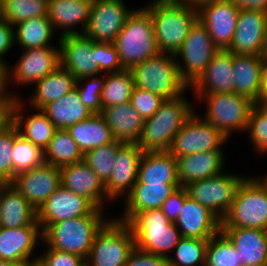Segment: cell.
<instances>
[{"label":"cell","mask_w":267,"mask_h":266,"mask_svg":"<svg viewBox=\"0 0 267 266\" xmlns=\"http://www.w3.org/2000/svg\"><path fill=\"white\" fill-rule=\"evenodd\" d=\"M144 8L151 15L159 52L175 54L198 20V9L178 0H153Z\"/></svg>","instance_id":"cell-1"},{"label":"cell","mask_w":267,"mask_h":266,"mask_svg":"<svg viewBox=\"0 0 267 266\" xmlns=\"http://www.w3.org/2000/svg\"><path fill=\"white\" fill-rule=\"evenodd\" d=\"M195 110L183 94L164 100L155 114L144 120L138 146L144 152L169 151L175 134Z\"/></svg>","instance_id":"cell-2"},{"label":"cell","mask_w":267,"mask_h":266,"mask_svg":"<svg viewBox=\"0 0 267 266\" xmlns=\"http://www.w3.org/2000/svg\"><path fill=\"white\" fill-rule=\"evenodd\" d=\"M104 215H86L48 225L42 243L50 249L66 251L87 259L96 234L109 221Z\"/></svg>","instance_id":"cell-3"},{"label":"cell","mask_w":267,"mask_h":266,"mask_svg":"<svg viewBox=\"0 0 267 266\" xmlns=\"http://www.w3.org/2000/svg\"><path fill=\"white\" fill-rule=\"evenodd\" d=\"M123 69H130L160 52L156 45L150 13L143 7L133 10L113 41Z\"/></svg>","instance_id":"cell-4"},{"label":"cell","mask_w":267,"mask_h":266,"mask_svg":"<svg viewBox=\"0 0 267 266\" xmlns=\"http://www.w3.org/2000/svg\"><path fill=\"white\" fill-rule=\"evenodd\" d=\"M129 71L135 87L152 92L164 100L177 98L189 88L171 53H159L132 66Z\"/></svg>","instance_id":"cell-5"},{"label":"cell","mask_w":267,"mask_h":266,"mask_svg":"<svg viewBox=\"0 0 267 266\" xmlns=\"http://www.w3.org/2000/svg\"><path fill=\"white\" fill-rule=\"evenodd\" d=\"M127 224L133 232L136 248L165 258L182 237L175 223L170 222L160 208L137 213Z\"/></svg>","instance_id":"cell-6"},{"label":"cell","mask_w":267,"mask_h":266,"mask_svg":"<svg viewBox=\"0 0 267 266\" xmlns=\"http://www.w3.org/2000/svg\"><path fill=\"white\" fill-rule=\"evenodd\" d=\"M236 227L267 231V189L257 177L244 178L221 220V228Z\"/></svg>","instance_id":"cell-7"},{"label":"cell","mask_w":267,"mask_h":266,"mask_svg":"<svg viewBox=\"0 0 267 266\" xmlns=\"http://www.w3.org/2000/svg\"><path fill=\"white\" fill-rule=\"evenodd\" d=\"M196 100H206L203 119L227 138L232 132L245 131L254 101L236 93L194 94Z\"/></svg>","instance_id":"cell-8"},{"label":"cell","mask_w":267,"mask_h":266,"mask_svg":"<svg viewBox=\"0 0 267 266\" xmlns=\"http://www.w3.org/2000/svg\"><path fill=\"white\" fill-rule=\"evenodd\" d=\"M134 248V235L129 225L111 219L96 234L86 261L88 266H125Z\"/></svg>","instance_id":"cell-9"},{"label":"cell","mask_w":267,"mask_h":266,"mask_svg":"<svg viewBox=\"0 0 267 266\" xmlns=\"http://www.w3.org/2000/svg\"><path fill=\"white\" fill-rule=\"evenodd\" d=\"M218 51L219 48L212 42L208 30L198 19L174 54L181 77L189 87L202 74Z\"/></svg>","instance_id":"cell-10"},{"label":"cell","mask_w":267,"mask_h":266,"mask_svg":"<svg viewBox=\"0 0 267 266\" xmlns=\"http://www.w3.org/2000/svg\"><path fill=\"white\" fill-rule=\"evenodd\" d=\"M222 173L184 186L191 199L207 207L220 220L229 211L237 188L245 178L228 172L227 174Z\"/></svg>","instance_id":"cell-11"},{"label":"cell","mask_w":267,"mask_h":266,"mask_svg":"<svg viewBox=\"0 0 267 266\" xmlns=\"http://www.w3.org/2000/svg\"><path fill=\"white\" fill-rule=\"evenodd\" d=\"M228 138L212 124L194 113L175 134L169 152L175 157L205 151H224L222 145Z\"/></svg>","instance_id":"cell-12"},{"label":"cell","mask_w":267,"mask_h":266,"mask_svg":"<svg viewBox=\"0 0 267 266\" xmlns=\"http://www.w3.org/2000/svg\"><path fill=\"white\" fill-rule=\"evenodd\" d=\"M88 199L60 185L37 209V222L43 231L48 225L86 215H104Z\"/></svg>","instance_id":"cell-13"},{"label":"cell","mask_w":267,"mask_h":266,"mask_svg":"<svg viewBox=\"0 0 267 266\" xmlns=\"http://www.w3.org/2000/svg\"><path fill=\"white\" fill-rule=\"evenodd\" d=\"M132 11L123 0H93L83 34L94 42L113 43Z\"/></svg>","instance_id":"cell-14"},{"label":"cell","mask_w":267,"mask_h":266,"mask_svg":"<svg viewBox=\"0 0 267 266\" xmlns=\"http://www.w3.org/2000/svg\"><path fill=\"white\" fill-rule=\"evenodd\" d=\"M61 66L78 80L102 74L97 64V42L84 34H69L59 38Z\"/></svg>","instance_id":"cell-15"},{"label":"cell","mask_w":267,"mask_h":266,"mask_svg":"<svg viewBox=\"0 0 267 266\" xmlns=\"http://www.w3.org/2000/svg\"><path fill=\"white\" fill-rule=\"evenodd\" d=\"M240 8L230 0L207 3L198 8V19L206 27L219 50H227L233 40Z\"/></svg>","instance_id":"cell-16"},{"label":"cell","mask_w":267,"mask_h":266,"mask_svg":"<svg viewBox=\"0 0 267 266\" xmlns=\"http://www.w3.org/2000/svg\"><path fill=\"white\" fill-rule=\"evenodd\" d=\"M15 67L9 69L8 81L19 85L35 84L60 65V46L24 49ZM13 70V71H12ZM11 80V81H10Z\"/></svg>","instance_id":"cell-17"},{"label":"cell","mask_w":267,"mask_h":266,"mask_svg":"<svg viewBox=\"0 0 267 266\" xmlns=\"http://www.w3.org/2000/svg\"><path fill=\"white\" fill-rule=\"evenodd\" d=\"M11 185L37 210L61 185L60 169L43 163L17 174Z\"/></svg>","instance_id":"cell-18"},{"label":"cell","mask_w":267,"mask_h":266,"mask_svg":"<svg viewBox=\"0 0 267 266\" xmlns=\"http://www.w3.org/2000/svg\"><path fill=\"white\" fill-rule=\"evenodd\" d=\"M143 150L137 143H121L116 153L115 166L105 183L107 197L113 202L117 197H126L137 182L139 163Z\"/></svg>","instance_id":"cell-19"},{"label":"cell","mask_w":267,"mask_h":266,"mask_svg":"<svg viewBox=\"0 0 267 266\" xmlns=\"http://www.w3.org/2000/svg\"><path fill=\"white\" fill-rule=\"evenodd\" d=\"M267 23V12L259 9H240L236 30L230 47L234 54H261Z\"/></svg>","instance_id":"cell-20"},{"label":"cell","mask_w":267,"mask_h":266,"mask_svg":"<svg viewBox=\"0 0 267 266\" xmlns=\"http://www.w3.org/2000/svg\"><path fill=\"white\" fill-rule=\"evenodd\" d=\"M59 169L61 185L66 189L85 197L98 209H105L104 201L111 203L105 184L84 160Z\"/></svg>","instance_id":"cell-21"},{"label":"cell","mask_w":267,"mask_h":266,"mask_svg":"<svg viewBox=\"0 0 267 266\" xmlns=\"http://www.w3.org/2000/svg\"><path fill=\"white\" fill-rule=\"evenodd\" d=\"M175 226L182 237L208 240L221 230V220L199 202L187 196Z\"/></svg>","instance_id":"cell-22"},{"label":"cell","mask_w":267,"mask_h":266,"mask_svg":"<svg viewBox=\"0 0 267 266\" xmlns=\"http://www.w3.org/2000/svg\"><path fill=\"white\" fill-rule=\"evenodd\" d=\"M189 88L194 94L235 93L233 53L219 50Z\"/></svg>","instance_id":"cell-23"},{"label":"cell","mask_w":267,"mask_h":266,"mask_svg":"<svg viewBox=\"0 0 267 266\" xmlns=\"http://www.w3.org/2000/svg\"><path fill=\"white\" fill-rule=\"evenodd\" d=\"M42 241L40 226H23L10 229L2 227L0 231V259L22 266L31 258L38 241Z\"/></svg>","instance_id":"cell-24"},{"label":"cell","mask_w":267,"mask_h":266,"mask_svg":"<svg viewBox=\"0 0 267 266\" xmlns=\"http://www.w3.org/2000/svg\"><path fill=\"white\" fill-rule=\"evenodd\" d=\"M238 252L239 262L267 266V231L253 228H221Z\"/></svg>","instance_id":"cell-25"},{"label":"cell","mask_w":267,"mask_h":266,"mask_svg":"<svg viewBox=\"0 0 267 266\" xmlns=\"http://www.w3.org/2000/svg\"><path fill=\"white\" fill-rule=\"evenodd\" d=\"M22 103L25 102L21 101V98L12 100L10 120L24 139L44 151L57 129L42 110L38 109V112L24 118V114H21L24 107Z\"/></svg>","instance_id":"cell-26"},{"label":"cell","mask_w":267,"mask_h":266,"mask_svg":"<svg viewBox=\"0 0 267 266\" xmlns=\"http://www.w3.org/2000/svg\"><path fill=\"white\" fill-rule=\"evenodd\" d=\"M180 186L181 184L136 182L126 196L122 217L116 219L127 223L137 213L161 208L162 203Z\"/></svg>","instance_id":"cell-27"},{"label":"cell","mask_w":267,"mask_h":266,"mask_svg":"<svg viewBox=\"0 0 267 266\" xmlns=\"http://www.w3.org/2000/svg\"><path fill=\"white\" fill-rule=\"evenodd\" d=\"M0 220L10 229L40 226L37 210L11 184H0Z\"/></svg>","instance_id":"cell-28"},{"label":"cell","mask_w":267,"mask_h":266,"mask_svg":"<svg viewBox=\"0 0 267 266\" xmlns=\"http://www.w3.org/2000/svg\"><path fill=\"white\" fill-rule=\"evenodd\" d=\"M181 186L220 174L225 166L223 151H205L176 158Z\"/></svg>","instance_id":"cell-29"},{"label":"cell","mask_w":267,"mask_h":266,"mask_svg":"<svg viewBox=\"0 0 267 266\" xmlns=\"http://www.w3.org/2000/svg\"><path fill=\"white\" fill-rule=\"evenodd\" d=\"M93 0H48V18L53 28H61L60 37L69 34H83L90 16ZM81 24V31L74 26Z\"/></svg>","instance_id":"cell-30"},{"label":"cell","mask_w":267,"mask_h":266,"mask_svg":"<svg viewBox=\"0 0 267 266\" xmlns=\"http://www.w3.org/2000/svg\"><path fill=\"white\" fill-rule=\"evenodd\" d=\"M109 126L112 137L123 143H137L144 120L130 102L105 107L100 113Z\"/></svg>","instance_id":"cell-31"},{"label":"cell","mask_w":267,"mask_h":266,"mask_svg":"<svg viewBox=\"0 0 267 266\" xmlns=\"http://www.w3.org/2000/svg\"><path fill=\"white\" fill-rule=\"evenodd\" d=\"M265 62L259 55L233 53L235 93L258 103L261 92L262 71Z\"/></svg>","instance_id":"cell-32"},{"label":"cell","mask_w":267,"mask_h":266,"mask_svg":"<svg viewBox=\"0 0 267 266\" xmlns=\"http://www.w3.org/2000/svg\"><path fill=\"white\" fill-rule=\"evenodd\" d=\"M137 182L180 184L176 158L169 151L143 152Z\"/></svg>","instance_id":"cell-33"},{"label":"cell","mask_w":267,"mask_h":266,"mask_svg":"<svg viewBox=\"0 0 267 266\" xmlns=\"http://www.w3.org/2000/svg\"><path fill=\"white\" fill-rule=\"evenodd\" d=\"M75 76L61 65L50 74L35 83V92L30 98L29 106L42 110L47 104L75 89Z\"/></svg>","instance_id":"cell-34"},{"label":"cell","mask_w":267,"mask_h":266,"mask_svg":"<svg viewBox=\"0 0 267 266\" xmlns=\"http://www.w3.org/2000/svg\"><path fill=\"white\" fill-rule=\"evenodd\" d=\"M42 111L56 129H67L73 124L89 118L93 113L80 99L77 89L47 104Z\"/></svg>","instance_id":"cell-35"},{"label":"cell","mask_w":267,"mask_h":266,"mask_svg":"<svg viewBox=\"0 0 267 266\" xmlns=\"http://www.w3.org/2000/svg\"><path fill=\"white\" fill-rule=\"evenodd\" d=\"M66 130L83 155L89 150L114 141L110 128L101 114H92L89 118L73 124Z\"/></svg>","instance_id":"cell-36"},{"label":"cell","mask_w":267,"mask_h":266,"mask_svg":"<svg viewBox=\"0 0 267 266\" xmlns=\"http://www.w3.org/2000/svg\"><path fill=\"white\" fill-rule=\"evenodd\" d=\"M52 22L48 16L32 18L18 23L13 28L14 42L21 49L54 47L50 41L54 34Z\"/></svg>","instance_id":"cell-37"},{"label":"cell","mask_w":267,"mask_h":266,"mask_svg":"<svg viewBox=\"0 0 267 266\" xmlns=\"http://www.w3.org/2000/svg\"><path fill=\"white\" fill-rule=\"evenodd\" d=\"M44 163L61 168L83 160L78 148L66 129H57L43 151Z\"/></svg>","instance_id":"cell-38"},{"label":"cell","mask_w":267,"mask_h":266,"mask_svg":"<svg viewBox=\"0 0 267 266\" xmlns=\"http://www.w3.org/2000/svg\"><path fill=\"white\" fill-rule=\"evenodd\" d=\"M134 87L129 69L106 73V81L101 93L102 108L130 102Z\"/></svg>","instance_id":"cell-39"},{"label":"cell","mask_w":267,"mask_h":266,"mask_svg":"<svg viewBox=\"0 0 267 266\" xmlns=\"http://www.w3.org/2000/svg\"><path fill=\"white\" fill-rule=\"evenodd\" d=\"M47 14L48 0H0V16L13 27Z\"/></svg>","instance_id":"cell-40"},{"label":"cell","mask_w":267,"mask_h":266,"mask_svg":"<svg viewBox=\"0 0 267 266\" xmlns=\"http://www.w3.org/2000/svg\"><path fill=\"white\" fill-rule=\"evenodd\" d=\"M43 163V151L30 141L24 139L14 125L13 179L17 174L37 168Z\"/></svg>","instance_id":"cell-41"},{"label":"cell","mask_w":267,"mask_h":266,"mask_svg":"<svg viewBox=\"0 0 267 266\" xmlns=\"http://www.w3.org/2000/svg\"><path fill=\"white\" fill-rule=\"evenodd\" d=\"M208 240L181 237L173 249L175 256L169 255L168 266H204Z\"/></svg>","instance_id":"cell-42"},{"label":"cell","mask_w":267,"mask_h":266,"mask_svg":"<svg viewBox=\"0 0 267 266\" xmlns=\"http://www.w3.org/2000/svg\"><path fill=\"white\" fill-rule=\"evenodd\" d=\"M238 252L220 230L208 239L204 266H240Z\"/></svg>","instance_id":"cell-43"},{"label":"cell","mask_w":267,"mask_h":266,"mask_svg":"<svg viewBox=\"0 0 267 266\" xmlns=\"http://www.w3.org/2000/svg\"><path fill=\"white\" fill-rule=\"evenodd\" d=\"M121 143V141L114 140L107 145L89 150L83 155V160L98 175L104 184L109 180L112 174L115 166L117 149Z\"/></svg>","instance_id":"cell-44"},{"label":"cell","mask_w":267,"mask_h":266,"mask_svg":"<svg viewBox=\"0 0 267 266\" xmlns=\"http://www.w3.org/2000/svg\"><path fill=\"white\" fill-rule=\"evenodd\" d=\"M105 81L106 73L102 74V76L100 75V77L96 75L80 78L76 81L75 88L79 93L80 99L93 114H100L102 112L101 93Z\"/></svg>","instance_id":"cell-45"},{"label":"cell","mask_w":267,"mask_h":266,"mask_svg":"<svg viewBox=\"0 0 267 266\" xmlns=\"http://www.w3.org/2000/svg\"><path fill=\"white\" fill-rule=\"evenodd\" d=\"M246 131L254 149L259 154L267 153V106L254 103L251 109Z\"/></svg>","instance_id":"cell-46"},{"label":"cell","mask_w":267,"mask_h":266,"mask_svg":"<svg viewBox=\"0 0 267 266\" xmlns=\"http://www.w3.org/2000/svg\"><path fill=\"white\" fill-rule=\"evenodd\" d=\"M13 146L14 124L10 120L0 129V184H11L13 181Z\"/></svg>","instance_id":"cell-47"},{"label":"cell","mask_w":267,"mask_h":266,"mask_svg":"<svg viewBox=\"0 0 267 266\" xmlns=\"http://www.w3.org/2000/svg\"><path fill=\"white\" fill-rule=\"evenodd\" d=\"M163 101L164 99L162 97L139 87H134L130 98L131 105L143 120L152 117Z\"/></svg>","instance_id":"cell-48"},{"label":"cell","mask_w":267,"mask_h":266,"mask_svg":"<svg viewBox=\"0 0 267 266\" xmlns=\"http://www.w3.org/2000/svg\"><path fill=\"white\" fill-rule=\"evenodd\" d=\"M97 64L103 74L123 70L113 43L97 42Z\"/></svg>","instance_id":"cell-49"},{"label":"cell","mask_w":267,"mask_h":266,"mask_svg":"<svg viewBox=\"0 0 267 266\" xmlns=\"http://www.w3.org/2000/svg\"><path fill=\"white\" fill-rule=\"evenodd\" d=\"M44 266H80L85 259L66 251L48 249L37 256Z\"/></svg>","instance_id":"cell-50"},{"label":"cell","mask_w":267,"mask_h":266,"mask_svg":"<svg viewBox=\"0 0 267 266\" xmlns=\"http://www.w3.org/2000/svg\"><path fill=\"white\" fill-rule=\"evenodd\" d=\"M188 196L184 186L178 187L163 203L161 211L170 222L177 220L178 214L183 208L184 199Z\"/></svg>","instance_id":"cell-51"},{"label":"cell","mask_w":267,"mask_h":266,"mask_svg":"<svg viewBox=\"0 0 267 266\" xmlns=\"http://www.w3.org/2000/svg\"><path fill=\"white\" fill-rule=\"evenodd\" d=\"M125 266H168L167 258L134 248Z\"/></svg>","instance_id":"cell-52"},{"label":"cell","mask_w":267,"mask_h":266,"mask_svg":"<svg viewBox=\"0 0 267 266\" xmlns=\"http://www.w3.org/2000/svg\"><path fill=\"white\" fill-rule=\"evenodd\" d=\"M14 45L13 26L0 16V60L6 63L4 56Z\"/></svg>","instance_id":"cell-53"},{"label":"cell","mask_w":267,"mask_h":266,"mask_svg":"<svg viewBox=\"0 0 267 266\" xmlns=\"http://www.w3.org/2000/svg\"><path fill=\"white\" fill-rule=\"evenodd\" d=\"M8 65L4 61L0 60V97L4 98H20L17 94L15 93H7V87L8 85Z\"/></svg>","instance_id":"cell-54"},{"label":"cell","mask_w":267,"mask_h":266,"mask_svg":"<svg viewBox=\"0 0 267 266\" xmlns=\"http://www.w3.org/2000/svg\"><path fill=\"white\" fill-rule=\"evenodd\" d=\"M240 9H259L267 12V0H230Z\"/></svg>","instance_id":"cell-55"},{"label":"cell","mask_w":267,"mask_h":266,"mask_svg":"<svg viewBox=\"0 0 267 266\" xmlns=\"http://www.w3.org/2000/svg\"><path fill=\"white\" fill-rule=\"evenodd\" d=\"M13 98L0 97V129L10 121V108Z\"/></svg>","instance_id":"cell-56"},{"label":"cell","mask_w":267,"mask_h":266,"mask_svg":"<svg viewBox=\"0 0 267 266\" xmlns=\"http://www.w3.org/2000/svg\"><path fill=\"white\" fill-rule=\"evenodd\" d=\"M258 103L267 106V63H265L262 71L261 92Z\"/></svg>","instance_id":"cell-57"},{"label":"cell","mask_w":267,"mask_h":266,"mask_svg":"<svg viewBox=\"0 0 267 266\" xmlns=\"http://www.w3.org/2000/svg\"><path fill=\"white\" fill-rule=\"evenodd\" d=\"M178 1H180L183 4H186V5H189V6H192L198 9L207 3H211V2H215L219 0H178Z\"/></svg>","instance_id":"cell-58"},{"label":"cell","mask_w":267,"mask_h":266,"mask_svg":"<svg viewBox=\"0 0 267 266\" xmlns=\"http://www.w3.org/2000/svg\"><path fill=\"white\" fill-rule=\"evenodd\" d=\"M262 60L267 63V23H266V29H265V35H264V43L263 48L260 54Z\"/></svg>","instance_id":"cell-59"},{"label":"cell","mask_w":267,"mask_h":266,"mask_svg":"<svg viewBox=\"0 0 267 266\" xmlns=\"http://www.w3.org/2000/svg\"><path fill=\"white\" fill-rule=\"evenodd\" d=\"M22 266H44V265L42 264V262L39 259H35L32 261L26 262Z\"/></svg>","instance_id":"cell-60"},{"label":"cell","mask_w":267,"mask_h":266,"mask_svg":"<svg viewBox=\"0 0 267 266\" xmlns=\"http://www.w3.org/2000/svg\"><path fill=\"white\" fill-rule=\"evenodd\" d=\"M0 266H20V265L14 263V262H11V261H6V260L0 259Z\"/></svg>","instance_id":"cell-61"},{"label":"cell","mask_w":267,"mask_h":266,"mask_svg":"<svg viewBox=\"0 0 267 266\" xmlns=\"http://www.w3.org/2000/svg\"><path fill=\"white\" fill-rule=\"evenodd\" d=\"M260 181H261V183L266 187V189H267V175L263 178H261V177H257Z\"/></svg>","instance_id":"cell-62"},{"label":"cell","mask_w":267,"mask_h":266,"mask_svg":"<svg viewBox=\"0 0 267 266\" xmlns=\"http://www.w3.org/2000/svg\"><path fill=\"white\" fill-rule=\"evenodd\" d=\"M80 266H88L87 261L85 260Z\"/></svg>","instance_id":"cell-63"},{"label":"cell","mask_w":267,"mask_h":266,"mask_svg":"<svg viewBox=\"0 0 267 266\" xmlns=\"http://www.w3.org/2000/svg\"><path fill=\"white\" fill-rule=\"evenodd\" d=\"M240 266H250V265H248V264H241Z\"/></svg>","instance_id":"cell-64"}]
</instances>
